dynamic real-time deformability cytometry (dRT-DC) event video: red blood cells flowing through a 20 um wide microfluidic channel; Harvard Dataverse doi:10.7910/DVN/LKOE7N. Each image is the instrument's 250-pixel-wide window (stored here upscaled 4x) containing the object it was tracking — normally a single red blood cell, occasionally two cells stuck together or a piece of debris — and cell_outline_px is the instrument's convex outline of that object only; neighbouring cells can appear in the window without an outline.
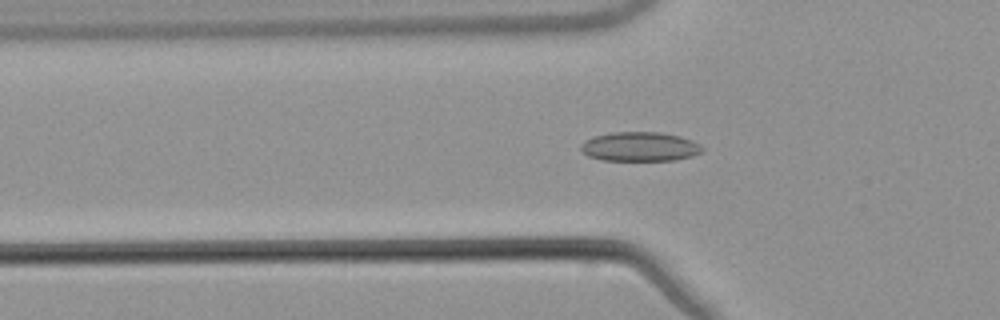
{"species": "common noctule bat (a hibernating species)", "species_latin": "Nyctalus noctula", "temperature_condition": "warm", "stored_images_in_passage": 55, "camera_frame_rate_fps": 3000, "um_per_image_px": 0.085, "animal": {"sex": "male", "body_mass_g": 21.5, "forearm_length_mm": 52.0}, "frame": {"image": 1, "passage_image": 19, "time_ms": 6.0, "image_size_px": [1000, 320], "cell_outline_px": [[704, 148], [700, 152], [692, 156], [672, 160], [604, 160], [588, 156], [580, 148], [580, 144], [592, 136], [612, 132], [660, 132], [680, 136], [692, 140], [700, 144]], "centroid_in_image_um": [54.38, 12.45], "position_along_channel_um": 71.4, "area_um2": 20.69}}
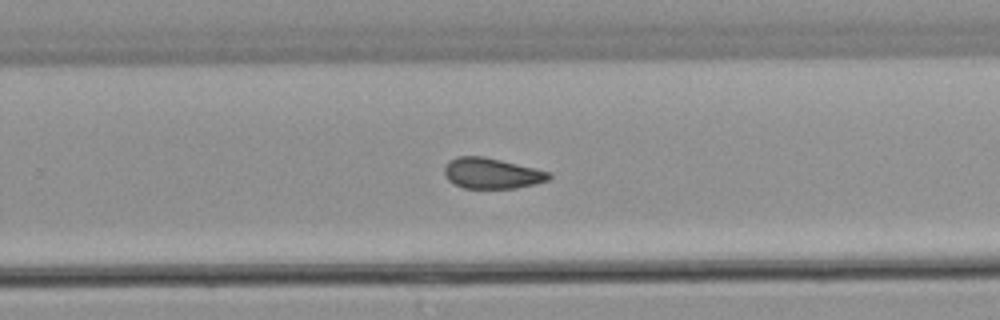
{"frame": {"image": 2, "passage_image": 36, "time_ms": 11.667, "image_size_px": [1000, 320], "cell_outline_px": [[552, 176], [548, 180], [536, 184], [516, 188], [464, 188], [448, 180], [444, 172], [444, 168], [448, 160], [456, 156], [484, 156], [548, 172]], "centroid_in_image_um": [41.76, 14.73], "position_along_channel_um": 288.0, "area_um2": 18.5}}
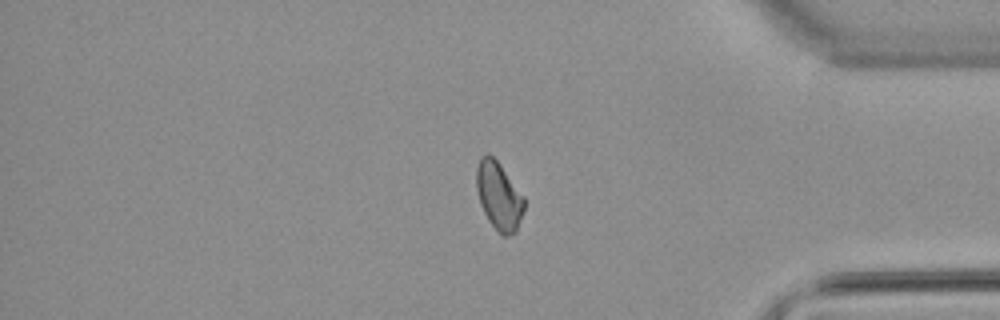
{"frame": {"image": 3, "passage_image": 46, "time_ms": 15.0, "image_size_px": [1000, 320], "cell_outline_px": [[524, 208], [516, 232], [508, 236], [500, 236], [488, 220], [480, 204], [476, 188], [476, 168], [480, 156], [488, 152], [500, 164], [524, 196]], "centroid_in_image_um": [42.38, 16.66], "position_along_channel_um": 392.8, "area_um2": 19.07}, "authors_computed_cell_mechanics": {"area_um2": 19.1896, "velocity_mm_per_s": 3.8272, "shape_relaxation_time_tau1_ms": null, "shape_relaxation_time_tau2_ms": 3.8646, "deformation_change_tau1": null, "deformation_change_tau2": 0.0778}}